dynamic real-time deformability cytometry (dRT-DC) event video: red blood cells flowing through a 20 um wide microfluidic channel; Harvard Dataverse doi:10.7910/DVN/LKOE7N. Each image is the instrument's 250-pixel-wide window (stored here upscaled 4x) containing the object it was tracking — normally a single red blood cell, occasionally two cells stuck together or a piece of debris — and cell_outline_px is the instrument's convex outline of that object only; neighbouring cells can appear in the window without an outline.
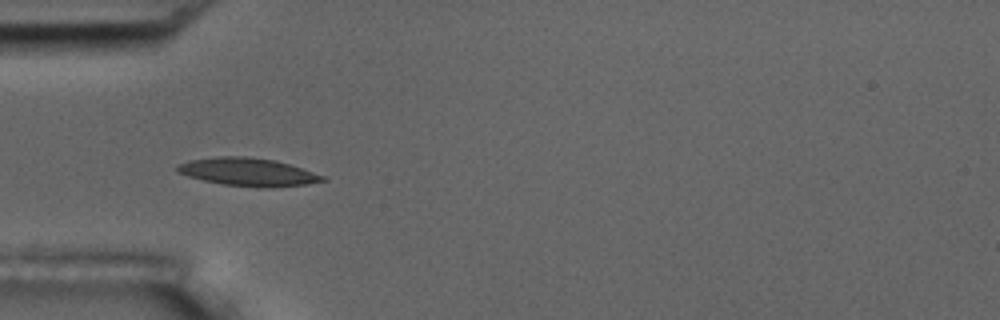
{"species": "common noctule bat (a hibernating species)", "species_latin": "Nyctalus noctula", "temperature_condition": "room temperature", "stored_images_in_passage": 2, "camera_frame_rate_fps": 3000, "um_per_image_px": 0.085, "animal": {"sex": "male", "body_mass_g": 17.5, "forearm_length_mm": 52.3}, "frame": {"image": 1, "passage_image": 1, "time_ms": 0.0, "image_size_px": [1000, 320], "cell_outline_px": [[328, 180], [304, 184], [272, 188], [260, 188], [220, 184], [188, 176], [176, 172], [176, 168], [180, 164], [188, 160], [220, 156], [244, 156], [276, 160], [328, 176]], "centroid_in_image_um": [21.12, 14.62], "position_along_channel_um": 63.9, "area_um2": 23.93}}